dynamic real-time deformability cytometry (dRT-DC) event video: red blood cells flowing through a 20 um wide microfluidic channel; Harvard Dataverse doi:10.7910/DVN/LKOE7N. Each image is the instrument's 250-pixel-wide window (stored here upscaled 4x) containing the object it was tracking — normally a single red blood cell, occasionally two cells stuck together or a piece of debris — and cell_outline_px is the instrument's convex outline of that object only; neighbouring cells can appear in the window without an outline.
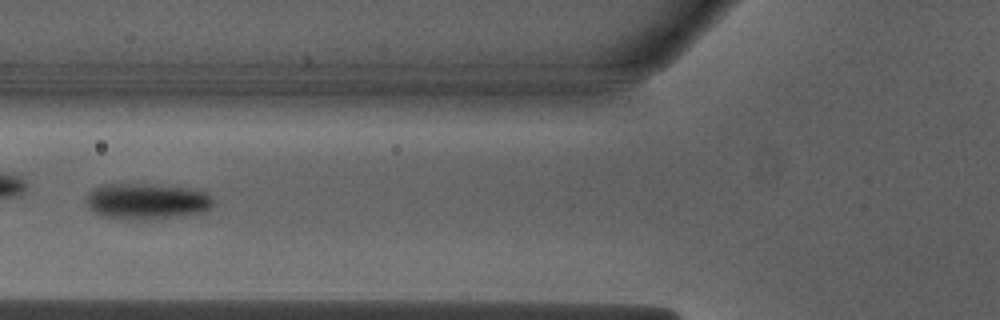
{"species": "Egyptian fruit bat (a non-hibernating species)", "species_latin": "Rousettus aegyptiacus", "temperature_condition": "warm", "stored_images_in_passage": 44, "camera_frame_rate_fps": 3000, "um_per_image_px": 0.085, "animal": {"sex": "male"}, "frame": {"image": 1, "passage_image": 13, "time_ms": 4.0, "image_size_px": [1000, 320], "cell_outline_px": [[212, 204], [208, 208], [200, 212], [168, 216], [128, 220], [100, 216], [88, 204], [88, 196], [96, 188], [104, 184], [152, 184], [192, 188], [208, 192], [212, 196]], "centroid_in_image_um": [12.49, 17.08], "position_along_channel_um": 113.3, "area_um2": 25.89}}
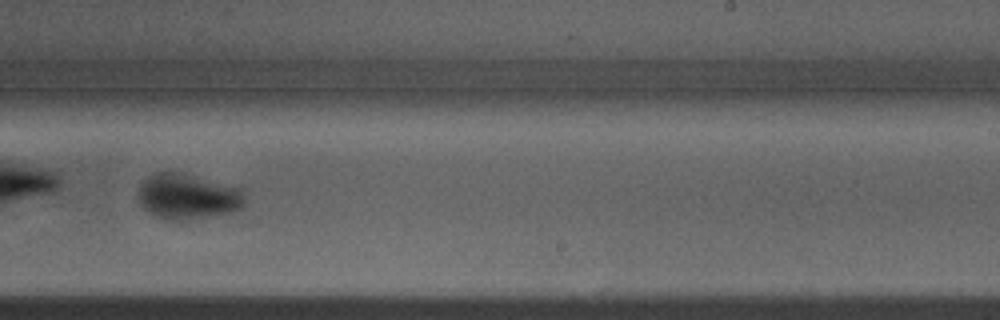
{"frame": {"image": 2, "passage_image": 25, "time_ms": 8.0, "image_size_px": [1000, 320], "cell_outline_px": [[244, 204], [240, 208], [232, 212], [180, 220], [176, 220], [156, 216], [140, 200], [140, 188], [144, 180], [148, 176], [156, 172], [176, 172], [244, 188]], "centroid_in_image_um": [16.03, 16.68], "position_along_channel_um": 273.0, "area_um2": 27.34}}
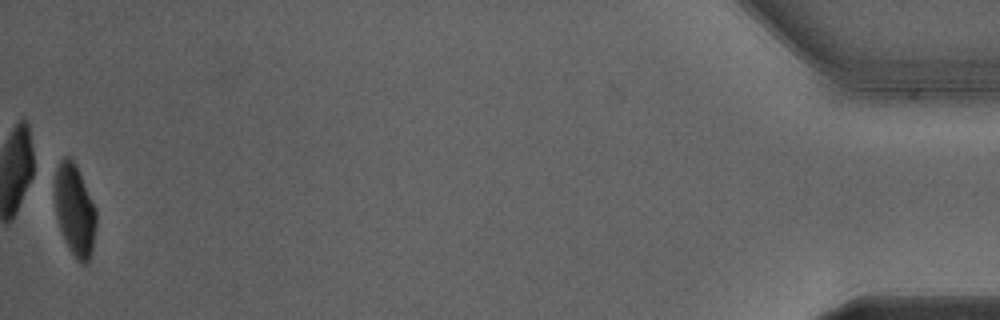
{"frame": {"image": 3, "passage_image": 44, "time_ms": 14.333, "image_size_px": [1000, 320], "cell_outline_px": [[96, 224], [92, 252], [88, 260], [84, 264], [80, 264], [76, 260], [68, 248], [64, 240], [56, 216], [52, 192], [56, 168], [60, 160], [64, 156], [68, 156], [76, 164], [96, 208]], "centroid_in_image_um": [6.32, 17.84], "position_along_channel_um": 428.9, "area_um2": 22.72}, "authors_computed_cell_mechanics": {"area_um2": 24.7962, "velocity_mm_per_s": 4.0076, "shape_relaxation_time_tau1_ms": 3.1491, "shape_relaxation_time_tau2_ms": null, "deformation_change_tau1": 0.2058, "deformation_change_tau2": null}}